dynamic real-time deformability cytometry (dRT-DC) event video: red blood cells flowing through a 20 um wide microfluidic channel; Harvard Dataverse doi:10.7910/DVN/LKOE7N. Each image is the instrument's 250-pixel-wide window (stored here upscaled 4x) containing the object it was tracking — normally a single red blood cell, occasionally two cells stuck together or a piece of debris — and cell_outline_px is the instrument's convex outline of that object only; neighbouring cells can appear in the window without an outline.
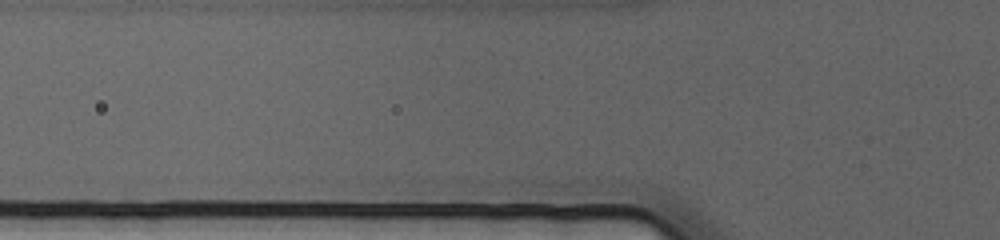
{"species": "human", "species_latin": "Homo sapiens", "temperature_condition": "cold", "stored_images_in_passage": 4, "camera_frame_rate_fps": 3000, "um_per_image_px": 0.085, "donor": {"sex": "female"}, "frame": {"image": 1, "passage_image": 2, "time_ms": 0.333, "image_size_px": [1000, 240], "cell_outline_px": [[632, 208], [488, 208], [464, 184], [468, 180], [596, 180], [620, 184]], "centroid_in_image_um": [46.67, 16.49], "position_along_channel_um": 79.1, "area_um2": 30.11}}